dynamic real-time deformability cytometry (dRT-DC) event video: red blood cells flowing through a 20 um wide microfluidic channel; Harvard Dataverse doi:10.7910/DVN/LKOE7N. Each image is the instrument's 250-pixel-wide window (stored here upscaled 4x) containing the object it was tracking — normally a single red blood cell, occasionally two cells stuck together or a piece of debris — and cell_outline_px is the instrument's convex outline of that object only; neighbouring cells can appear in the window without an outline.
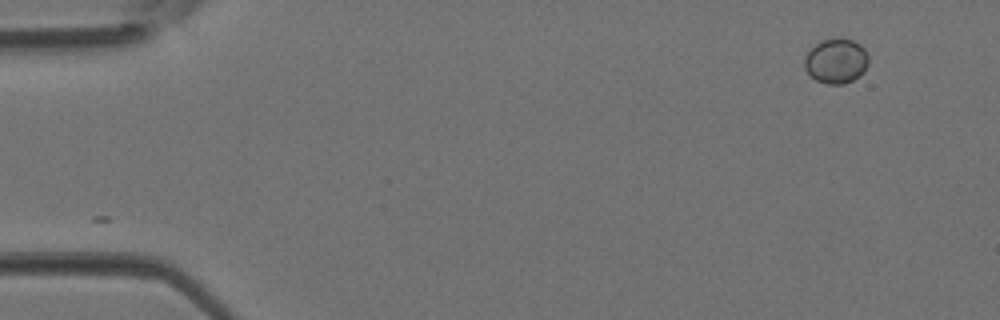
{"species": "Egyptian fruit bat (a non-hibernating species)", "species_latin": "Rousettus aegyptiacus", "temperature_condition": "room temperature", "stored_images_in_passage": 3, "camera_frame_rate_fps": 3000, "um_per_image_px": 0.085, "animal": {"sex": "female"}, "frame": {"image": 1, "passage_image": 1, "time_ms": 0.0, "image_size_px": [1000, 320], "cell_outline_px": [[868, 64], [864, 72], [852, 80], [844, 84], [828, 84], [816, 80], [804, 68], [804, 56], [816, 44], [824, 40], [840, 36], [844, 36], [860, 44], [864, 48], [868, 56]], "centroid_in_image_um": [71.08, 5.16], "position_along_channel_um": 13.9, "area_um2": 16.88}}